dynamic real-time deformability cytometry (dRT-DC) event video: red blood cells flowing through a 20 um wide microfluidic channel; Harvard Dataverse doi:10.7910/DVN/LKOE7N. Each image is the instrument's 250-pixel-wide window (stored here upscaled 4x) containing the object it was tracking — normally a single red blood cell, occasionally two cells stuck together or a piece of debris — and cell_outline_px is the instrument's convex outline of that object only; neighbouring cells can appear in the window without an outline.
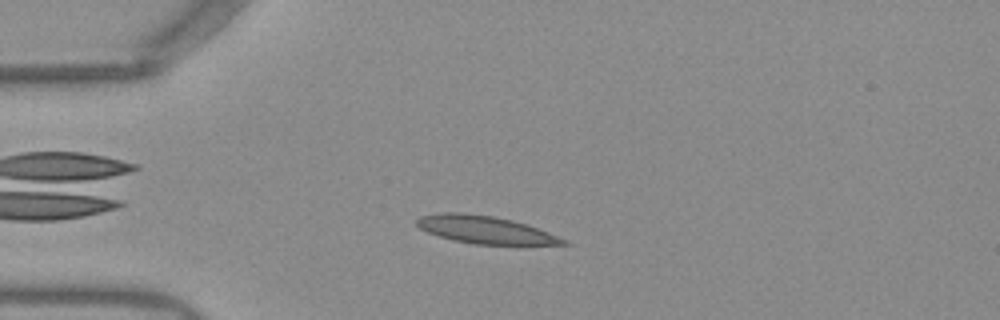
{"species": "Egyptian fruit bat (a non-hibernating species)", "species_latin": "Rousettus aegyptiacus", "temperature_condition": "warm", "stored_images_in_passage": 36, "camera_frame_rate_fps": 3000, "um_per_image_px": 0.085, "frame": {"image": 1, "passage_image": 6, "time_ms": 1.667, "image_size_px": [1000, 320], "cell_outline_px": [[568, 244], [476, 244], [452, 240], [428, 232], [420, 228], [416, 224], [416, 220], [420, 216], [444, 212], [460, 212], [492, 216], [512, 220], [528, 224], [568, 240]], "centroid_in_image_um": [41.23, 19.52], "position_along_channel_um": 43.8, "area_um2": 23.29}}
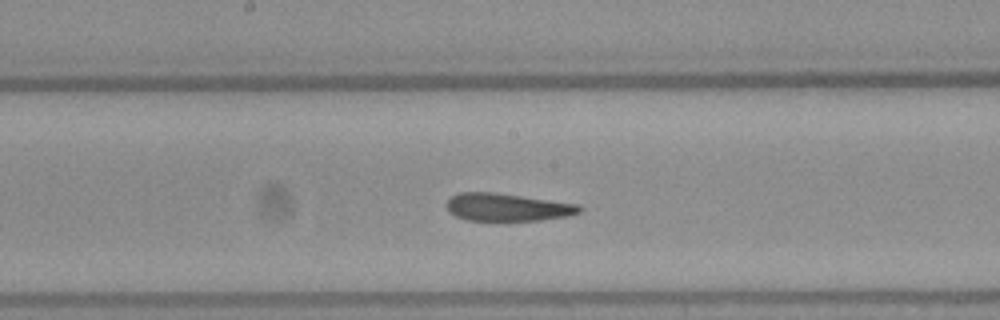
{"frame": {"image": 2, "passage_image": 20, "time_ms": 6.333, "image_size_px": [1000, 320], "cell_outline_px": [[584, 208], [580, 212], [568, 216], [540, 220], [468, 220], [456, 216], [448, 212], [444, 204], [452, 196], [460, 192], [492, 192], [580, 204]], "centroid_in_image_um": [43.12, 17.61], "position_along_channel_um": 205.1, "area_um2": 21.44}}
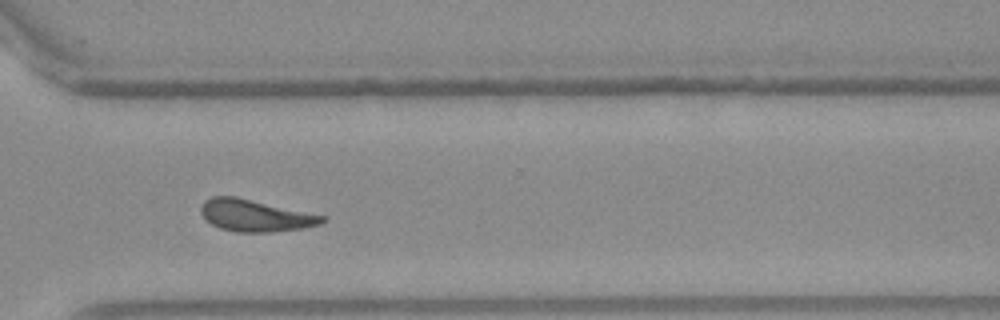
{"frame": {"image": 3, "passage_image": 31, "time_ms": 10.0, "image_size_px": [1000, 320], "cell_outline_px": [[328, 220], [320, 224], [304, 228], [272, 232], [236, 232], [220, 228], [212, 224], [200, 212], [200, 208], [204, 200], [212, 196], [236, 196], [328, 216]], "centroid_in_image_um": [21.75, 18.31], "position_along_channel_um": 348.9, "area_um2": 22.77}, "authors_computed_cell_mechanics": {"area_um2": 22.4842, "velocity_mm_per_s": 3.9262, "shape_relaxation_time_tau1_ms": null, "shape_relaxation_time_tau2_ms": 1.276, "deformation_change_tau1": null, "deformation_change_tau2": 0.1023}}